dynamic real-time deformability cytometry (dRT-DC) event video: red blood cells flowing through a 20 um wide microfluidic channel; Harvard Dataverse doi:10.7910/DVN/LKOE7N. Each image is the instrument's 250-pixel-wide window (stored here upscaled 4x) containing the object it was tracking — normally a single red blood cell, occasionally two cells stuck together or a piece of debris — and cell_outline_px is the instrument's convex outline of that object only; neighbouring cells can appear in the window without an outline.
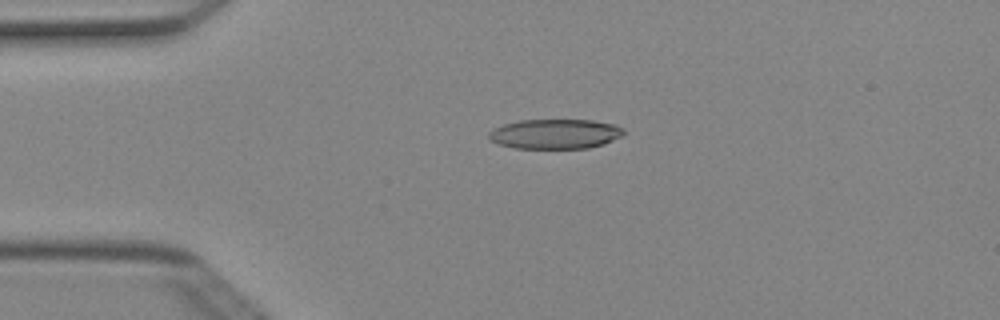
{"species": "Egyptian fruit bat (a non-hibernating species)", "species_latin": "Rousettus aegyptiacus", "temperature_condition": "cold", "stored_images_in_passage": 50, "camera_frame_rate_fps": 3000, "um_per_image_px": 0.085, "animal": {"sex": "female"}, "frame": {"image": 1, "passage_image": 11, "time_ms": 3.333, "image_size_px": [1000, 320], "cell_outline_px": [[624, 136], [604, 144], [588, 148], [516, 148], [500, 144], [492, 140], [488, 136], [488, 132], [492, 128], [504, 124], [520, 120], [592, 120], [616, 124], [624, 128]], "centroid_in_image_um": [47.23, 11.38], "position_along_channel_um": 37.8, "area_um2": 23.52}}
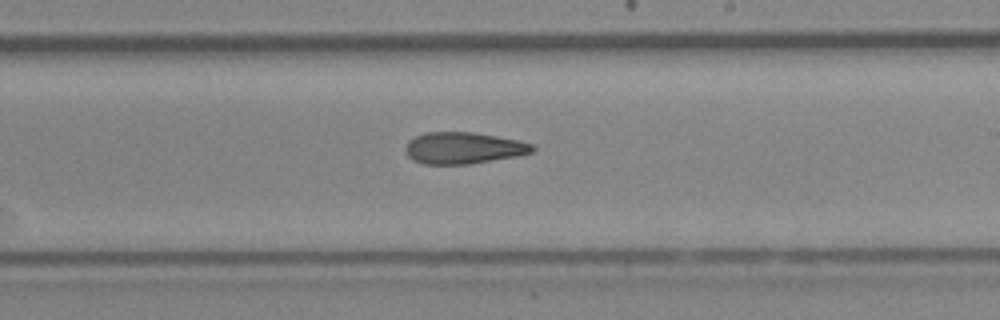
{"frame": {"image": 2, "passage_image": 29, "time_ms": 9.333, "image_size_px": [1000, 320], "cell_outline_px": [[536, 148], [532, 152], [520, 156], [472, 164], [424, 164], [412, 160], [408, 156], [404, 148], [408, 140], [424, 132], [472, 132], [496, 136], [516, 140], [532, 144]], "centroid_in_image_um": [39.38, 12.59], "position_along_channel_um": 249.6, "area_um2": 23.58}}
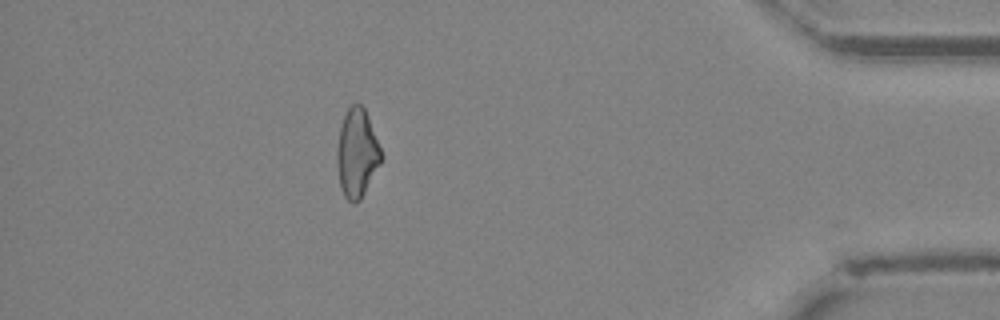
{"frame": {"image": 3, "passage_image": 44, "time_ms": 14.333, "image_size_px": [1000, 320], "cell_outline_px": [[384, 156], [380, 164], [360, 200], [356, 204], [352, 204], [344, 196], [340, 188], [336, 164], [336, 152], [340, 128], [344, 116], [348, 108], [352, 104], [360, 104], [364, 108], [368, 116]], "centroid_in_image_um": [30.34, 13.05], "position_along_channel_um": 404.9, "area_um2": 22.95}, "authors_computed_cell_mechanics": {"area_um2": 23.8136, "velocity_mm_per_s": 4.0535, "shape_relaxation_time_tau1_ms": 10.6325, "shape_relaxation_time_tau2_ms": 5.9169, "deformation_change_tau1": 0.2222, "deformation_change_tau2": 0.1716}}